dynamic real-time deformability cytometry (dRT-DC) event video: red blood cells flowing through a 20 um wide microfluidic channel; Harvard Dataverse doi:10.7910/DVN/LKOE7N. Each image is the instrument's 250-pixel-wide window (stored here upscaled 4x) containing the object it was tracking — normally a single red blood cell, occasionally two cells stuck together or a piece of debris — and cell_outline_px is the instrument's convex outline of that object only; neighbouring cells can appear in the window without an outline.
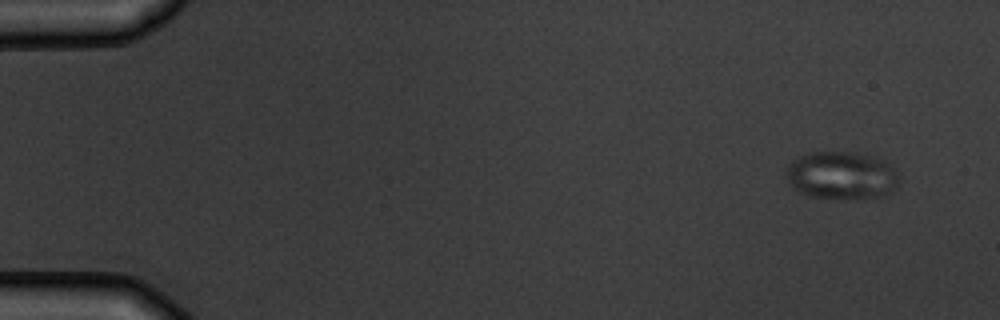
{"species": "common noctule bat (a hibernating species)", "species_latin": "Nyctalus noctula", "temperature_condition": "warm", "stored_images_in_passage": 5, "camera_frame_rate_fps": 3000, "um_per_image_px": 0.085, "animal": {"sex": "male", "body_mass_g": 19.5, "forearm_length_mm": 54.6}, "frame": {"image": 1, "passage_image": 1, "time_ms": 0.0, "image_size_px": [1000, 320], "cell_outline_px": [[900, 180], [896, 188], [892, 192], [884, 196], [808, 196], [800, 192], [788, 180], [784, 172], [788, 164], [792, 160], [808, 152], [864, 152], [876, 156], [884, 160], [900, 176]], "centroid_in_image_um": [71.55, 14.85], "position_along_channel_um": 13.4, "area_um2": 31.1}}